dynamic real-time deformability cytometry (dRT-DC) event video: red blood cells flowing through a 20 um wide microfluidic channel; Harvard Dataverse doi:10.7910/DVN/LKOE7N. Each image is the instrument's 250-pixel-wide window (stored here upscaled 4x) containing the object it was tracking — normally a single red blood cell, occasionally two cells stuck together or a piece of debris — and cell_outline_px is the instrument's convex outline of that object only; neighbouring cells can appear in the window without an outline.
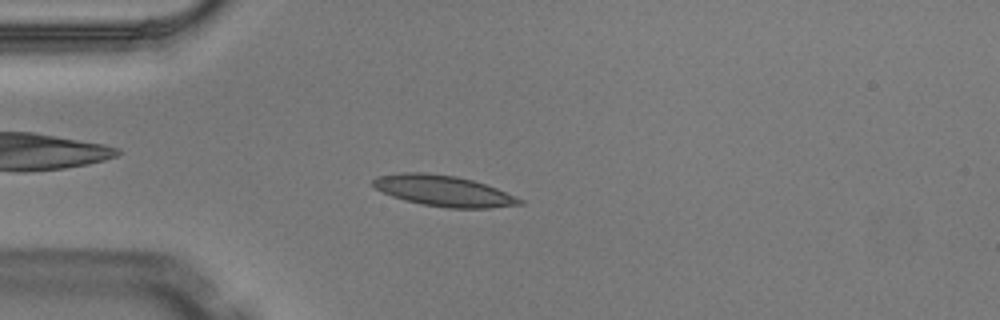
{"species": "Egyptian fruit bat (a non-hibernating species)", "species_latin": "Rousettus aegyptiacus", "temperature_condition": "warm", "stored_images_in_passage": 4, "camera_frame_rate_fps": 3000, "um_per_image_px": 0.085, "animal": {"sex": "male"}, "frame": {"image": 1, "passage_image": 3, "time_ms": 0.667, "image_size_px": [1000, 320], "cell_outline_px": [[524, 204], [488, 208], [448, 208], [420, 204], [404, 200], [392, 196], [376, 188], [372, 184], [372, 180], [376, 176], [404, 172], [428, 172], [456, 176], [472, 180], [496, 188], [524, 200]], "centroid_in_image_um": [37.69, 16.22], "position_along_channel_um": 47.3, "area_um2": 26.36}}